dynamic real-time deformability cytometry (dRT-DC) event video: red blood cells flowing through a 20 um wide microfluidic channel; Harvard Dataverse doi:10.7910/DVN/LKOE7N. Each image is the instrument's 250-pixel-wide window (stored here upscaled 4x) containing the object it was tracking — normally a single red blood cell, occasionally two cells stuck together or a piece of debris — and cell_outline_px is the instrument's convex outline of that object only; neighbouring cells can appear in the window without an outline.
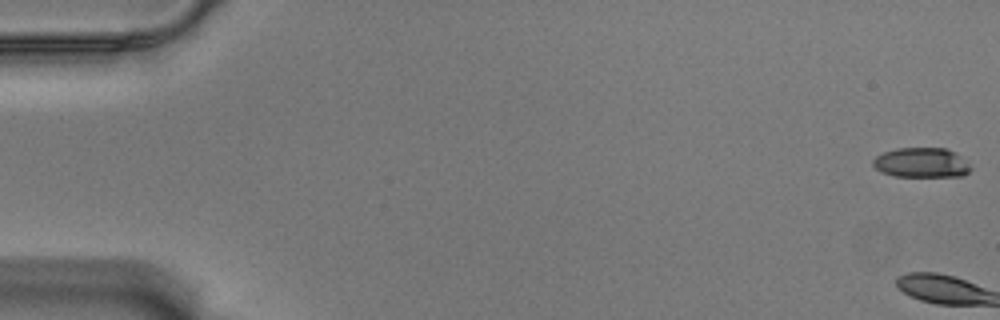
{"species": "Egyptian fruit bat (a non-hibernating species)", "species_latin": "Rousettus aegyptiacus", "temperature_condition": "warm", "stored_images_in_passage": 2, "camera_frame_rate_fps": 3000, "um_per_image_px": 0.085, "animal": {"sex": "male"}, "frame": {"image": 1, "passage_image": 1, "time_ms": 0.0, "image_size_px": [1000, 320], "cell_outline_px": [[972, 168], [964, 176], [896, 176], [880, 172], [872, 164], [872, 160], [876, 156], [884, 152], [896, 148], [948, 148], [956, 152]], "centroid_in_image_um": [78.32, 13.82], "position_along_channel_um": 6.7, "area_um2": 16.99}}